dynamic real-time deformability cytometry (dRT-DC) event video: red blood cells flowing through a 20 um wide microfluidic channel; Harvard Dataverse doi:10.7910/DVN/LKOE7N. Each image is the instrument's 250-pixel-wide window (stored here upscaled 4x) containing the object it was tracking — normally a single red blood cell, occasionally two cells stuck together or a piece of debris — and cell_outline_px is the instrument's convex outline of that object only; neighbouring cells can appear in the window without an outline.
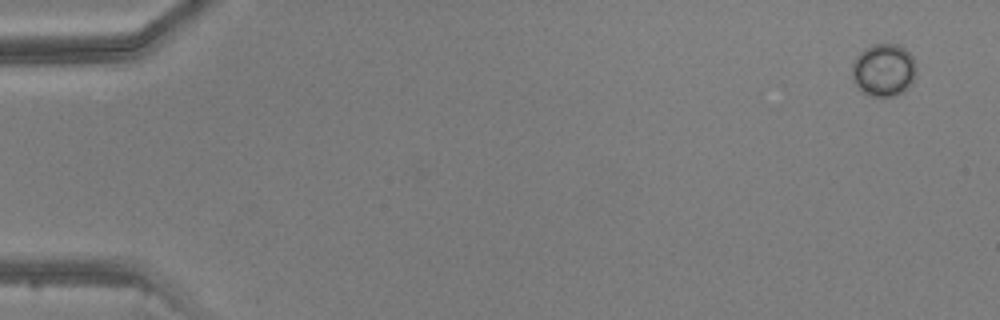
{"species": "common noctule bat (a hibernating species)", "species_latin": "Nyctalus noctula", "temperature_condition": "warm", "stored_images_in_passage": 5, "camera_frame_rate_fps": 3000, "um_per_image_px": 0.085, "animal": {"sex": "male", "body_mass_g": 20.5, "forearm_length_mm": 52.5}, "frame": {"image": 1, "passage_image": 1, "time_ms": 0.0, "image_size_px": [1000, 320], "cell_outline_px": [[916, 76], [912, 84], [904, 92], [896, 96], [872, 96], [864, 92], [852, 80], [852, 64], [856, 56], [864, 48], [872, 44], [896, 44], [904, 48], [912, 56], [916, 64]], "centroid_in_image_um": [75.13, 5.95], "position_along_channel_um": 9.9, "area_um2": 19.94}}
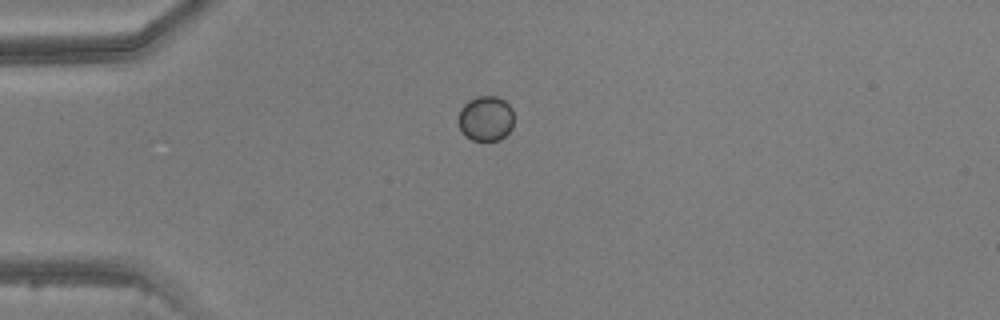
{"frame": {"image": 2, "passage_image": 4, "time_ms": 3.667, "image_size_px": [1000, 320], "cell_outline_px": [[512, 128], [500, 140], [472, 140], [464, 136], [460, 128], [460, 108], [468, 100], [476, 96], [496, 96], [504, 100], [512, 108]], "centroid_in_image_um": [41.29, 10.06], "position_along_channel_um": 43.7, "area_um2": 14.51}}